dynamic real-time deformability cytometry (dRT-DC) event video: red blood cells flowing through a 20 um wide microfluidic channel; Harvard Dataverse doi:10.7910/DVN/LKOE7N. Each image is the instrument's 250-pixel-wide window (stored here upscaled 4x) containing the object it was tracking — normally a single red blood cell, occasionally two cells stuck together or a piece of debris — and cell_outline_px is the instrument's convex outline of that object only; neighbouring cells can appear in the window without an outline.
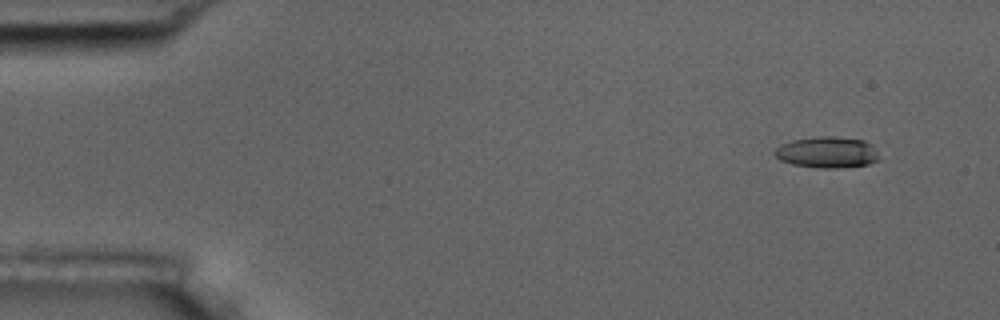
{"species": "common noctule bat (a hibernating species)", "species_latin": "Nyctalus noctula", "temperature_condition": "room temperature", "stored_images_in_passage": 53, "camera_frame_rate_fps": 3000, "um_per_image_px": 0.085, "animal": {"sex": "male", "body_mass_g": 17.5, "forearm_length_mm": 52.3}, "frame": {"image": 1, "passage_image": 1, "time_ms": 0.0, "image_size_px": [1000, 320], "cell_outline_px": [[880, 160], [868, 164], [836, 168], [816, 168], [792, 164], [780, 160], [772, 152], [780, 144], [792, 140], [812, 136], [832, 136], [864, 140], [872, 144]], "centroid_in_image_um": [70.28, 12.94], "position_along_channel_um": 14.7, "area_um2": 19.19}}
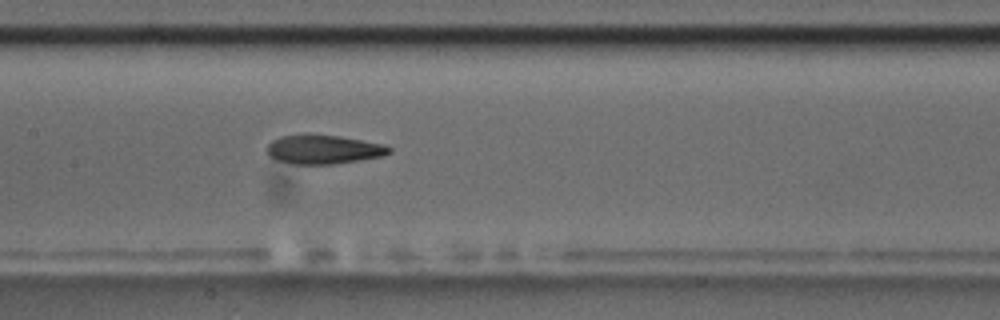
{"frame": {"image": 2, "passage_image": 24, "time_ms": 7.667, "image_size_px": [1000, 320], "cell_outline_px": [[392, 152], [384, 156], [360, 160], [332, 164], [292, 164], [276, 160], [268, 156], [268, 144], [272, 140], [280, 136], [308, 132], [340, 136], [384, 144], [392, 148]], "centroid_in_image_um": [27.49, 12.68], "position_along_channel_um": 179.9, "area_um2": 21.21}}
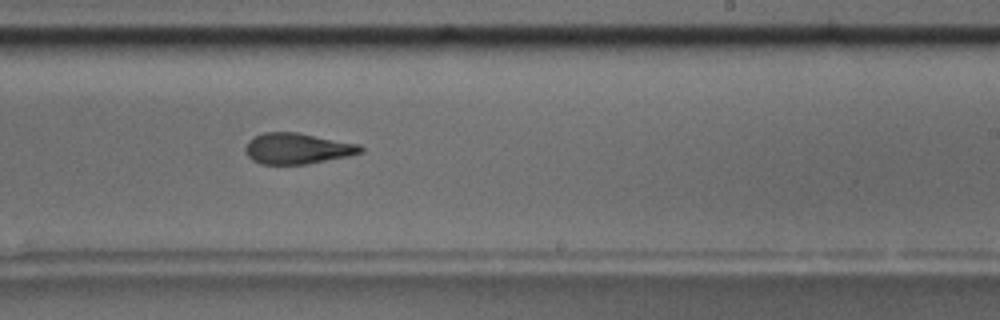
{"frame": {"image": 3, "passage_image": 31, "time_ms": 10.0, "image_size_px": [1000, 320], "cell_outline_px": [[364, 152], [348, 156], [308, 164], [260, 164], [252, 160], [248, 156], [244, 148], [248, 140], [264, 132], [296, 132], [360, 144], [364, 148]], "centroid_in_image_um": [25.28, 12.63], "position_along_channel_um": 263.7, "area_um2": 20.81}, "authors_computed_cell_mechanics": {"area_um2": 21.097, "velocity_mm_per_s": 3.6077, "shape_relaxation_time_tau1_ms": 8.0805, "shape_relaxation_time_tau2_ms": 3.0097, "deformation_change_tau1": 0.2457, "deformation_change_tau2": 0.1249}}